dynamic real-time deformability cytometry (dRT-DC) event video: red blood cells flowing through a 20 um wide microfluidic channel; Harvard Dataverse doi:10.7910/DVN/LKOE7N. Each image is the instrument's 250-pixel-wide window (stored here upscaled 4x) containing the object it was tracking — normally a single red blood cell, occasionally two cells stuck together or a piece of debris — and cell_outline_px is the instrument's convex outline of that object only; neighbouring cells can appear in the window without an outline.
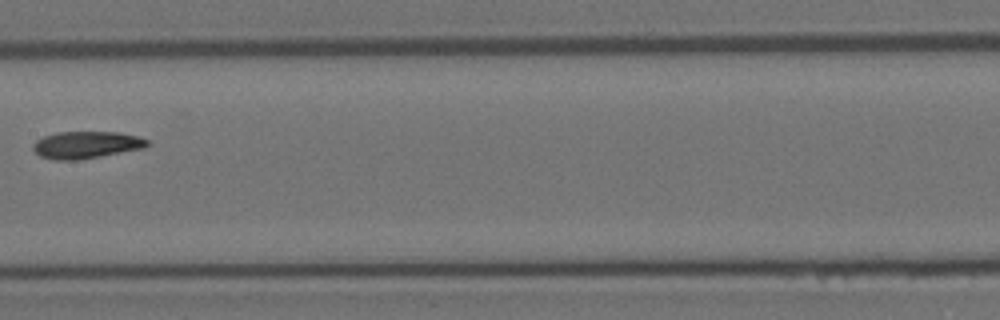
{"species": "Egyptian fruit bat (a non-hibernating species)", "species_latin": "Rousettus aegyptiacus", "temperature_condition": "room temperature", "stored_images_in_passage": 6, "camera_frame_rate_fps": 3000, "um_per_image_px": 0.085, "animal": {"sex": "female"}, "frame": {"image": 1, "passage_image": 6, "time_ms": 1.667, "image_size_px": [1000, 320], "cell_outline_px": [[148, 144], [144, 148], [80, 160], [56, 160], [40, 156], [32, 148], [32, 144], [36, 140], [44, 136], [56, 132], [120, 132], [136, 136], [148, 140]], "centroid_in_image_um": [7.3, 12.31], "position_along_channel_um": 200.1, "area_um2": 18.03}}